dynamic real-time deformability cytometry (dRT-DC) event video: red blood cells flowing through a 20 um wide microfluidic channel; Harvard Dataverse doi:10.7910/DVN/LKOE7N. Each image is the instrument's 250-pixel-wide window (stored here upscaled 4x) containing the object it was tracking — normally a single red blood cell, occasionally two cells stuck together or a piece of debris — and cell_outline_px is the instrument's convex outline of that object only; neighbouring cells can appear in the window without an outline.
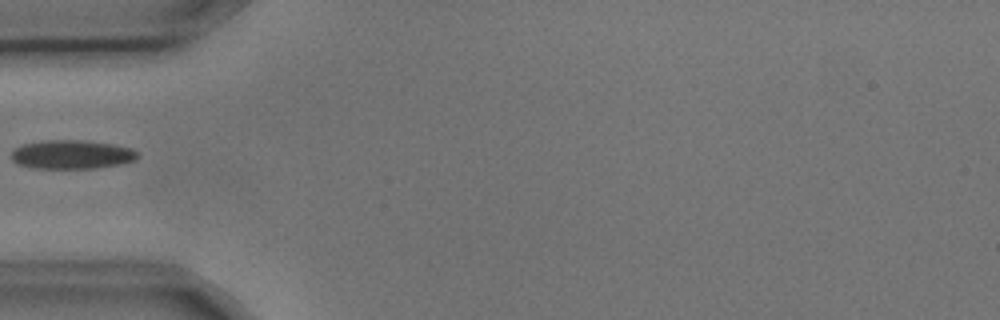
{"species": "common noctule bat (a hibernating species)", "species_latin": "Nyctalus noctula", "temperature_condition": "cold", "stored_images_in_passage": 4, "camera_frame_rate_fps": 3000, "um_per_image_px": 0.085, "animal": {"sex": "male", "body_mass_g": 17.9, "forearm_length_mm": 54.2}, "frame": {"image": 1, "passage_image": 3, "time_ms": 0.667, "image_size_px": [1000, 320], "cell_outline_px": [[140, 156], [136, 160], [120, 164], [96, 168], [32, 168], [16, 164], [12, 160], [12, 148], [20, 144], [44, 140], [84, 140], [112, 144], [132, 148]], "centroid_in_image_um": [6.07, 13.12], "position_along_channel_um": 78.9, "area_um2": 21.5}}